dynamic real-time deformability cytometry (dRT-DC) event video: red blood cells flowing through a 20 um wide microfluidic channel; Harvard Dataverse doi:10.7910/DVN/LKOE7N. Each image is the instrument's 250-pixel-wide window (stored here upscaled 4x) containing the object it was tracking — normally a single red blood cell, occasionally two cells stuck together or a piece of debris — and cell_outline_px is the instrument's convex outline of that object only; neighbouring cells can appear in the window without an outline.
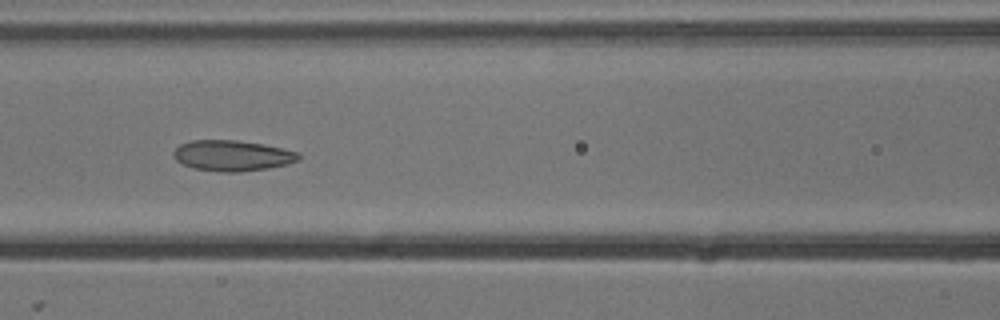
{"species": "common noctule bat (a hibernating species)", "species_latin": "Nyctalus noctula", "temperature_condition": "cold", "stored_images_in_passage": 7, "camera_frame_rate_fps": 3000, "um_per_image_px": 0.085, "animal": {"sex": "male", "body_mass_g": 13.3}, "frame": {"image": 1, "passage_image": 7, "time_ms": 2.0, "image_size_px": [1000, 320], "cell_outline_px": [[300, 160], [288, 164], [268, 168], [240, 172], [224, 172], [192, 168], [176, 160], [172, 156], [172, 152], [180, 144], [192, 140], [236, 140], [264, 144], [300, 152]], "centroid_in_image_um": [19.76, 13.22], "position_along_channel_um": 146.8, "area_um2": 22.54}}